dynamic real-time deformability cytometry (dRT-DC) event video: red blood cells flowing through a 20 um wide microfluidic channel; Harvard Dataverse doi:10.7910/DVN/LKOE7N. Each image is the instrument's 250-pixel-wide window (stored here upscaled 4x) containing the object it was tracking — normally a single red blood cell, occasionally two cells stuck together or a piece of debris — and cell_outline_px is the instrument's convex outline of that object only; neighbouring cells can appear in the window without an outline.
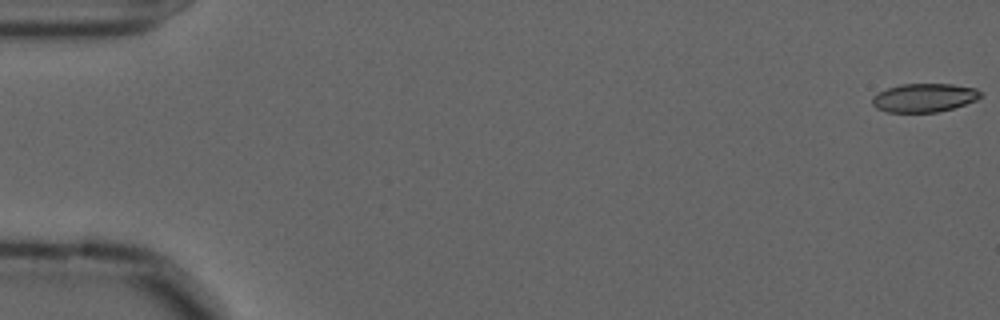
{"species": "common noctule bat (a hibernating species)", "species_latin": "Nyctalus noctula", "temperature_condition": "cold", "stored_images_in_passage": 57, "camera_frame_rate_fps": 3000, "um_per_image_px": 0.085, "animal": {"sex": "male", "forearm_length_mm": 52.5}, "frame": {"image": 1, "passage_image": 1, "time_ms": 0.0, "image_size_px": [1000, 320], "cell_outline_px": [[984, 96], [976, 100], [952, 108], [936, 112], [888, 112], [876, 108], [872, 104], [872, 96], [876, 92], [900, 84], [952, 84], [976, 88], [984, 92]], "centroid_in_image_um": [78.57, 8.3], "position_along_channel_um": 6.4, "area_um2": 18.21}}
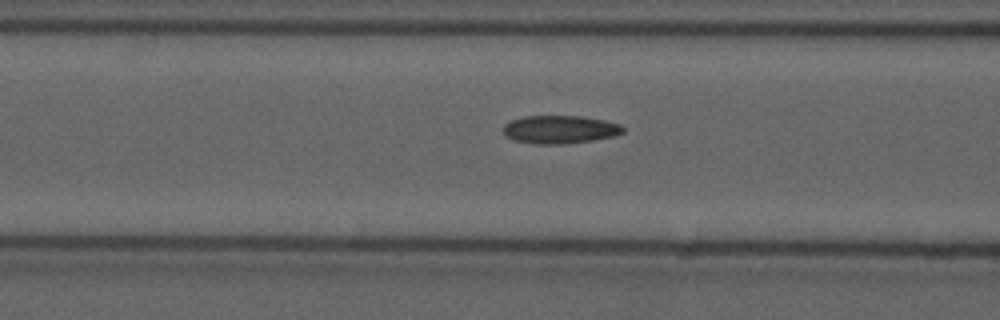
{"frame": {"image": 2, "passage_image": 23, "time_ms": 7.333, "image_size_px": [1000, 320], "cell_outline_px": [[624, 132], [616, 136], [592, 140], [564, 144], [532, 144], [516, 140], [508, 136], [504, 132], [504, 124], [512, 120], [524, 116], [580, 116], [604, 120], [620, 124], [624, 128]], "centroid_in_image_um": [47.63, 11.0], "position_along_channel_um": 119.0, "area_um2": 19.54}}
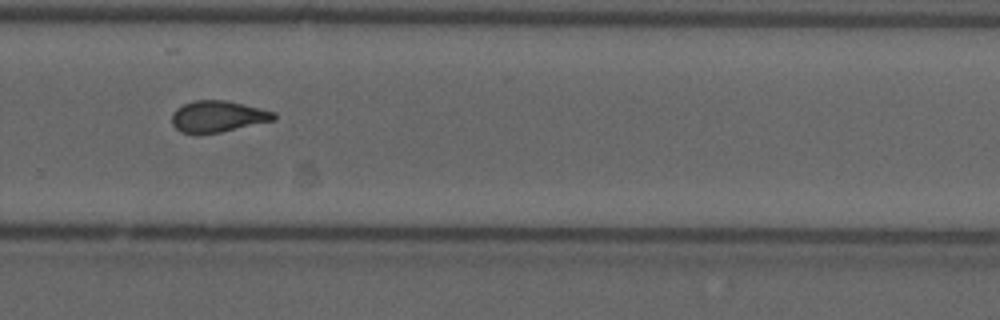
{"frame": {"image": 3, "passage_image": 39, "time_ms": 12.667, "image_size_px": [1000, 320], "cell_outline_px": [[276, 120], [220, 132], [200, 136], [196, 136], [180, 132], [172, 124], [172, 112], [176, 108], [192, 100], [224, 100], [260, 108], [276, 112]], "centroid_in_image_um": [18.47, 9.93], "position_along_channel_um": 311.3, "area_um2": 19.07}, "authors_computed_cell_mechanics": {"area_um2": 19.0162, "velocity_mm_per_s": 3.6146, "shape_relaxation_time_tau1_ms": 5.9418, "shape_relaxation_time_tau2_ms": 1.8946, "deformation_change_tau1": 0.1698, "deformation_change_tau2": 0.0983}}